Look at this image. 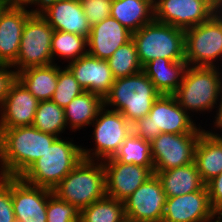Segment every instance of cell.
Wrapping results in <instances>:
<instances>
[{"instance_id":"1","label":"cell","mask_w":222,"mask_h":222,"mask_svg":"<svg viewBox=\"0 0 222 222\" xmlns=\"http://www.w3.org/2000/svg\"><path fill=\"white\" fill-rule=\"evenodd\" d=\"M57 138L32 125L0 128V176L20 177Z\"/></svg>"},{"instance_id":"2","label":"cell","mask_w":222,"mask_h":222,"mask_svg":"<svg viewBox=\"0 0 222 222\" xmlns=\"http://www.w3.org/2000/svg\"><path fill=\"white\" fill-rule=\"evenodd\" d=\"M160 96L154 84L143 71L115 79L112 88L103 98L106 105L116 106L128 122L133 124L149 114L154 101Z\"/></svg>"},{"instance_id":"3","label":"cell","mask_w":222,"mask_h":222,"mask_svg":"<svg viewBox=\"0 0 222 222\" xmlns=\"http://www.w3.org/2000/svg\"><path fill=\"white\" fill-rule=\"evenodd\" d=\"M82 159L81 146L58 137L20 178L30 185L53 190Z\"/></svg>"},{"instance_id":"4","label":"cell","mask_w":222,"mask_h":222,"mask_svg":"<svg viewBox=\"0 0 222 222\" xmlns=\"http://www.w3.org/2000/svg\"><path fill=\"white\" fill-rule=\"evenodd\" d=\"M187 114L174 95L160 94L149 114L132 124V132L150 143L161 133H202Z\"/></svg>"},{"instance_id":"5","label":"cell","mask_w":222,"mask_h":222,"mask_svg":"<svg viewBox=\"0 0 222 222\" xmlns=\"http://www.w3.org/2000/svg\"><path fill=\"white\" fill-rule=\"evenodd\" d=\"M59 199L79 211L106 196L105 171L101 161L82 159L53 189Z\"/></svg>"},{"instance_id":"6","label":"cell","mask_w":222,"mask_h":222,"mask_svg":"<svg viewBox=\"0 0 222 222\" xmlns=\"http://www.w3.org/2000/svg\"><path fill=\"white\" fill-rule=\"evenodd\" d=\"M142 66L156 59L185 61V33L181 28L153 20L132 33Z\"/></svg>"},{"instance_id":"7","label":"cell","mask_w":222,"mask_h":222,"mask_svg":"<svg viewBox=\"0 0 222 222\" xmlns=\"http://www.w3.org/2000/svg\"><path fill=\"white\" fill-rule=\"evenodd\" d=\"M220 73L215 67L187 66L181 85L173 94L179 105L187 110H209L217 104L222 93ZM221 92V93H220Z\"/></svg>"},{"instance_id":"8","label":"cell","mask_w":222,"mask_h":222,"mask_svg":"<svg viewBox=\"0 0 222 222\" xmlns=\"http://www.w3.org/2000/svg\"><path fill=\"white\" fill-rule=\"evenodd\" d=\"M207 21L184 30L185 61L187 66L215 67L216 58L222 55V11Z\"/></svg>"},{"instance_id":"9","label":"cell","mask_w":222,"mask_h":222,"mask_svg":"<svg viewBox=\"0 0 222 222\" xmlns=\"http://www.w3.org/2000/svg\"><path fill=\"white\" fill-rule=\"evenodd\" d=\"M54 29L39 14L33 13L26 21L16 61L11 67L17 72L28 67L52 64L51 41Z\"/></svg>"},{"instance_id":"10","label":"cell","mask_w":222,"mask_h":222,"mask_svg":"<svg viewBox=\"0 0 222 222\" xmlns=\"http://www.w3.org/2000/svg\"><path fill=\"white\" fill-rule=\"evenodd\" d=\"M202 133H161L151 142L153 174L194 162L195 148Z\"/></svg>"},{"instance_id":"11","label":"cell","mask_w":222,"mask_h":222,"mask_svg":"<svg viewBox=\"0 0 222 222\" xmlns=\"http://www.w3.org/2000/svg\"><path fill=\"white\" fill-rule=\"evenodd\" d=\"M104 107L99 111L96 119L92 122L95 125L94 139L96 144L95 155L91 157V150L82 149L83 159L93 160L94 157L104 161L112 158L120 145L132 132V124L118 111L106 110ZM96 121V123H94ZM102 157V158H101Z\"/></svg>"},{"instance_id":"12","label":"cell","mask_w":222,"mask_h":222,"mask_svg":"<svg viewBox=\"0 0 222 222\" xmlns=\"http://www.w3.org/2000/svg\"><path fill=\"white\" fill-rule=\"evenodd\" d=\"M218 10L213 0H155L154 20L186 30L207 21Z\"/></svg>"},{"instance_id":"13","label":"cell","mask_w":222,"mask_h":222,"mask_svg":"<svg viewBox=\"0 0 222 222\" xmlns=\"http://www.w3.org/2000/svg\"><path fill=\"white\" fill-rule=\"evenodd\" d=\"M166 200L162 184L153 174L123 201L125 216L142 222H162Z\"/></svg>"},{"instance_id":"14","label":"cell","mask_w":222,"mask_h":222,"mask_svg":"<svg viewBox=\"0 0 222 222\" xmlns=\"http://www.w3.org/2000/svg\"><path fill=\"white\" fill-rule=\"evenodd\" d=\"M10 191L16 222H46L47 202L53 190L10 177Z\"/></svg>"},{"instance_id":"15","label":"cell","mask_w":222,"mask_h":222,"mask_svg":"<svg viewBox=\"0 0 222 222\" xmlns=\"http://www.w3.org/2000/svg\"><path fill=\"white\" fill-rule=\"evenodd\" d=\"M216 215L205 185L190 194L167 197L162 222H210Z\"/></svg>"},{"instance_id":"16","label":"cell","mask_w":222,"mask_h":222,"mask_svg":"<svg viewBox=\"0 0 222 222\" xmlns=\"http://www.w3.org/2000/svg\"><path fill=\"white\" fill-rule=\"evenodd\" d=\"M106 161L103 162L106 195L120 201H124L153 175L154 167L125 164L117 160Z\"/></svg>"},{"instance_id":"17","label":"cell","mask_w":222,"mask_h":222,"mask_svg":"<svg viewBox=\"0 0 222 222\" xmlns=\"http://www.w3.org/2000/svg\"><path fill=\"white\" fill-rule=\"evenodd\" d=\"M38 103L39 101L17 79L0 105V128L31 126Z\"/></svg>"},{"instance_id":"18","label":"cell","mask_w":222,"mask_h":222,"mask_svg":"<svg viewBox=\"0 0 222 222\" xmlns=\"http://www.w3.org/2000/svg\"><path fill=\"white\" fill-rule=\"evenodd\" d=\"M67 68L85 91L99 94L103 98L115 81L108 62L88 53L69 62Z\"/></svg>"},{"instance_id":"19","label":"cell","mask_w":222,"mask_h":222,"mask_svg":"<svg viewBox=\"0 0 222 222\" xmlns=\"http://www.w3.org/2000/svg\"><path fill=\"white\" fill-rule=\"evenodd\" d=\"M33 13L25 6L9 5L1 14L0 64L12 65L16 61L24 25Z\"/></svg>"},{"instance_id":"20","label":"cell","mask_w":222,"mask_h":222,"mask_svg":"<svg viewBox=\"0 0 222 222\" xmlns=\"http://www.w3.org/2000/svg\"><path fill=\"white\" fill-rule=\"evenodd\" d=\"M54 31L69 32L88 39L91 26L80 0H61L45 7L39 13Z\"/></svg>"},{"instance_id":"21","label":"cell","mask_w":222,"mask_h":222,"mask_svg":"<svg viewBox=\"0 0 222 222\" xmlns=\"http://www.w3.org/2000/svg\"><path fill=\"white\" fill-rule=\"evenodd\" d=\"M132 39V32L126 29L115 18L109 16L91 27L87 39L90 49L88 54L98 59L107 60L125 43Z\"/></svg>"},{"instance_id":"22","label":"cell","mask_w":222,"mask_h":222,"mask_svg":"<svg viewBox=\"0 0 222 222\" xmlns=\"http://www.w3.org/2000/svg\"><path fill=\"white\" fill-rule=\"evenodd\" d=\"M198 172L206 185L222 172V136L203 130L195 148Z\"/></svg>"},{"instance_id":"23","label":"cell","mask_w":222,"mask_h":222,"mask_svg":"<svg viewBox=\"0 0 222 222\" xmlns=\"http://www.w3.org/2000/svg\"><path fill=\"white\" fill-rule=\"evenodd\" d=\"M186 61L156 58L143 66V72L160 94L173 95L181 85Z\"/></svg>"},{"instance_id":"24","label":"cell","mask_w":222,"mask_h":222,"mask_svg":"<svg viewBox=\"0 0 222 222\" xmlns=\"http://www.w3.org/2000/svg\"><path fill=\"white\" fill-rule=\"evenodd\" d=\"M156 175L167 197L190 194L205 186L195 162L166 171H159Z\"/></svg>"},{"instance_id":"25","label":"cell","mask_w":222,"mask_h":222,"mask_svg":"<svg viewBox=\"0 0 222 222\" xmlns=\"http://www.w3.org/2000/svg\"><path fill=\"white\" fill-rule=\"evenodd\" d=\"M110 16L134 33L154 20V0H113Z\"/></svg>"},{"instance_id":"26","label":"cell","mask_w":222,"mask_h":222,"mask_svg":"<svg viewBox=\"0 0 222 222\" xmlns=\"http://www.w3.org/2000/svg\"><path fill=\"white\" fill-rule=\"evenodd\" d=\"M59 67L55 64L34 66L17 72V79L38 100H51L57 87Z\"/></svg>"},{"instance_id":"27","label":"cell","mask_w":222,"mask_h":222,"mask_svg":"<svg viewBox=\"0 0 222 222\" xmlns=\"http://www.w3.org/2000/svg\"><path fill=\"white\" fill-rule=\"evenodd\" d=\"M103 107L102 96L84 91L64 107L66 124L74 130L92 124Z\"/></svg>"},{"instance_id":"28","label":"cell","mask_w":222,"mask_h":222,"mask_svg":"<svg viewBox=\"0 0 222 222\" xmlns=\"http://www.w3.org/2000/svg\"><path fill=\"white\" fill-rule=\"evenodd\" d=\"M106 160H117L125 164H135L143 167H154L151 156V143L136 136L133 132L120 145L115 155Z\"/></svg>"},{"instance_id":"29","label":"cell","mask_w":222,"mask_h":222,"mask_svg":"<svg viewBox=\"0 0 222 222\" xmlns=\"http://www.w3.org/2000/svg\"><path fill=\"white\" fill-rule=\"evenodd\" d=\"M124 216V202L106 195L80 211V222H120Z\"/></svg>"},{"instance_id":"30","label":"cell","mask_w":222,"mask_h":222,"mask_svg":"<svg viewBox=\"0 0 222 222\" xmlns=\"http://www.w3.org/2000/svg\"><path fill=\"white\" fill-rule=\"evenodd\" d=\"M106 61L115 79L131 76L143 70L133 39L121 45Z\"/></svg>"},{"instance_id":"31","label":"cell","mask_w":222,"mask_h":222,"mask_svg":"<svg viewBox=\"0 0 222 222\" xmlns=\"http://www.w3.org/2000/svg\"><path fill=\"white\" fill-rule=\"evenodd\" d=\"M32 126L41 132L58 137L67 126L64 108L51 100L39 101Z\"/></svg>"},{"instance_id":"32","label":"cell","mask_w":222,"mask_h":222,"mask_svg":"<svg viewBox=\"0 0 222 222\" xmlns=\"http://www.w3.org/2000/svg\"><path fill=\"white\" fill-rule=\"evenodd\" d=\"M85 47H87V38L84 36L69 32H53L51 41L52 58L60 55V57L71 58V61H74L88 53Z\"/></svg>"},{"instance_id":"33","label":"cell","mask_w":222,"mask_h":222,"mask_svg":"<svg viewBox=\"0 0 222 222\" xmlns=\"http://www.w3.org/2000/svg\"><path fill=\"white\" fill-rule=\"evenodd\" d=\"M60 69L58 72L57 87L51 101L64 108L85 90L79 85V82L67 67L64 70Z\"/></svg>"},{"instance_id":"34","label":"cell","mask_w":222,"mask_h":222,"mask_svg":"<svg viewBox=\"0 0 222 222\" xmlns=\"http://www.w3.org/2000/svg\"><path fill=\"white\" fill-rule=\"evenodd\" d=\"M46 222H80V211L52 193L47 202Z\"/></svg>"},{"instance_id":"35","label":"cell","mask_w":222,"mask_h":222,"mask_svg":"<svg viewBox=\"0 0 222 222\" xmlns=\"http://www.w3.org/2000/svg\"><path fill=\"white\" fill-rule=\"evenodd\" d=\"M80 2L91 27L111 15L113 0H80Z\"/></svg>"},{"instance_id":"36","label":"cell","mask_w":222,"mask_h":222,"mask_svg":"<svg viewBox=\"0 0 222 222\" xmlns=\"http://www.w3.org/2000/svg\"><path fill=\"white\" fill-rule=\"evenodd\" d=\"M0 222H16L10 191V177L7 176H0Z\"/></svg>"},{"instance_id":"37","label":"cell","mask_w":222,"mask_h":222,"mask_svg":"<svg viewBox=\"0 0 222 222\" xmlns=\"http://www.w3.org/2000/svg\"><path fill=\"white\" fill-rule=\"evenodd\" d=\"M213 211L222 215V172L206 184Z\"/></svg>"},{"instance_id":"38","label":"cell","mask_w":222,"mask_h":222,"mask_svg":"<svg viewBox=\"0 0 222 222\" xmlns=\"http://www.w3.org/2000/svg\"><path fill=\"white\" fill-rule=\"evenodd\" d=\"M10 67L11 65L0 64V105L7 97L12 84L17 80V71L7 70Z\"/></svg>"},{"instance_id":"39","label":"cell","mask_w":222,"mask_h":222,"mask_svg":"<svg viewBox=\"0 0 222 222\" xmlns=\"http://www.w3.org/2000/svg\"><path fill=\"white\" fill-rule=\"evenodd\" d=\"M57 1H61V0H35L32 4H37L40 5V10H32L34 13H40L45 7H47L48 5L55 3Z\"/></svg>"},{"instance_id":"40","label":"cell","mask_w":222,"mask_h":222,"mask_svg":"<svg viewBox=\"0 0 222 222\" xmlns=\"http://www.w3.org/2000/svg\"><path fill=\"white\" fill-rule=\"evenodd\" d=\"M219 103H220V105L218 106L219 111L216 116V120H215L216 122H214V123L217 128H222V96H221V101Z\"/></svg>"},{"instance_id":"41","label":"cell","mask_w":222,"mask_h":222,"mask_svg":"<svg viewBox=\"0 0 222 222\" xmlns=\"http://www.w3.org/2000/svg\"><path fill=\"white\" fill-rule=\"evenodd\" d=\"M35 0H10V5L12 6H23V5H28L32 4Z\"/></svg>"},{"instance_id":"42","label":"cell","mask_w":222,"mask_h":222,"mask_svg":"<svg viewBox=\"0 0 222 222\" xmlns=\"http://www.w3.org/2000/svg\"><path fill=\"white\" fill-rule=\"evenodd\" d=\"M9 5H10L9 2H6L4 0H0V16Z\"/></svg>"},{"instance_id":"43","label":"cell","mask_w":222,"mask_h":222,"mask_svg":"<svg viewBox=\"0 0 222 222\" xmlns=\"http://www.w3.org/2000/svg\"><path fill=\"white\" fill-rule=\"evenodd\" d=\"M120 222H142L136 219H132L130 217L124 216Z\"/></svg>"},{"instance_id":"44","label":"cell","mask_w":222,"mask_h":222,"mask_svg":"<svg viewBox=\"0 0 222 222\" xmlns=\"http://www.w3.org/2000/svg\"><path fill=\"white\" fill-rule=\"evenodd\" d=\"M214 5L222 10V0H213Z\"/></svg>"},{"instance_id":"45","label":"cell","mask_w":222,"mask_h":222,"mask_svg":"<svg viewBox=\"0 0 222 222\" xmlns=\"http://www.w3.org/2000/svg\"><path fill=\"white\" fill-rule=\"evenodd\" d=\"M215 222H222L221 217L218 216V217H217V220H216Z\"/></svg>"}]
</instances>
